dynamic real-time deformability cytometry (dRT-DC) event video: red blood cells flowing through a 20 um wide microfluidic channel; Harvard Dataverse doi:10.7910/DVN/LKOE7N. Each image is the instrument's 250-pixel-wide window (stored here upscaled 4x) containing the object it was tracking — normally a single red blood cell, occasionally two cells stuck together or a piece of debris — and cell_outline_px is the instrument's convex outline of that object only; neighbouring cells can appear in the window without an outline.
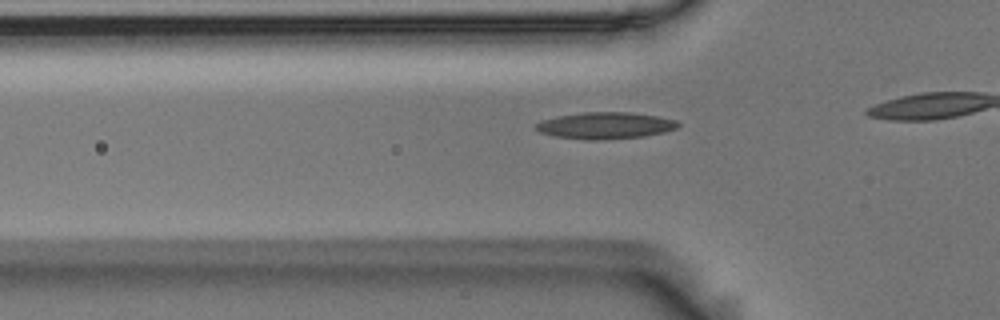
{"species": "Egyptian fruit bat (a non-hibernating species)", "species_latin": "Rousettus aegyptiacus", "temperature_condition": "room temperature", "stored_images_in_passage": 17, "camera_frame_rate_fps": 3000, "um_per_image_px": 0.085, "animal": {"sex": "male"}, "frame": {"image": 1, "passage_image": 12, "time_ms": 3.667, "image_size_px": [1000, 320], "cell_outline_px": [[680, 124], [676, 128], [664, 132], [644, 136], [596, 140], [588, 140], [556, 136], [540, 132], [536, 128], [536, 124], [540, 120], [556, 116], [584, 112], [632, 112], [656, 116], [676, 120]], "centroid_in_image_um": [51.44, 10.66], "position_along_channel_um": 74.4, "area_um2": 21.96}}
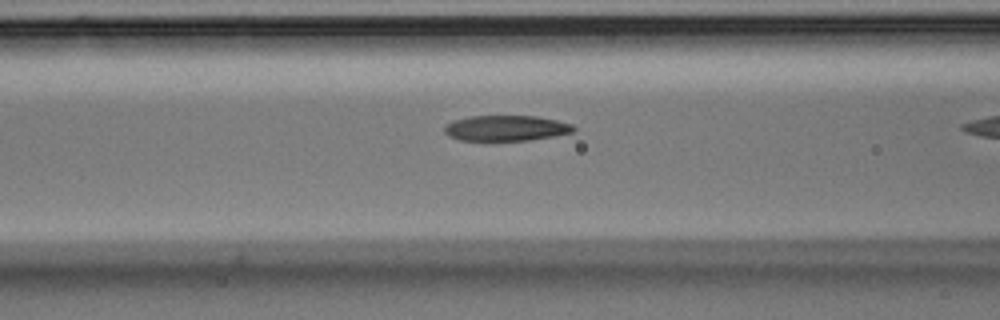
{"frame": {"image": 2, "passage_image": 16, "time_ms": 5.0, "image_size_px": [1000, 320], "cell_outline_px": [[576, 128], [572, 132], [552, 136], [528, 140], [460, 140], [448, 136], [444, 132], [444, 124], [452, 120], [468, 116], [536, 116], [556, 120], [572, 124]], "centroid_in_image_um": [42.95, 10.88], "position_along_channel_um": 123.6, "area_um2": 19.19}}